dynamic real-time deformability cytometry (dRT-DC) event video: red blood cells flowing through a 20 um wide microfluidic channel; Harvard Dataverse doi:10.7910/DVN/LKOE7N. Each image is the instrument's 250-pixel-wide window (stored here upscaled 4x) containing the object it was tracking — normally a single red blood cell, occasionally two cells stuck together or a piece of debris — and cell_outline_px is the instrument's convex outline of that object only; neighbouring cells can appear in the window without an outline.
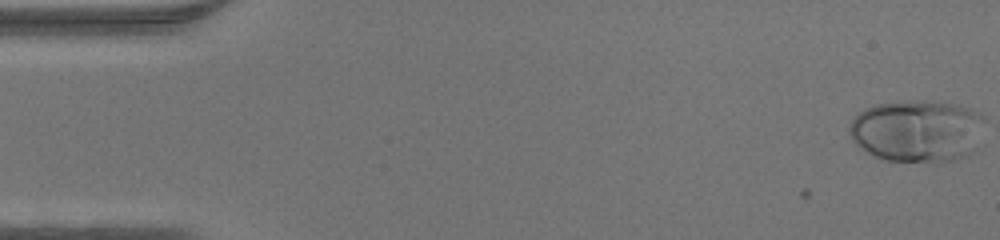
{"species": "human", "species_latin": "Homo sapiens", "temperature_condition": "warm", "stored_images_in_passage": 46, "camera_frame_rate_fps": 3000, "um_per_image_px": 0.085, "donor": {"sex": "male"}, "frame": {"image": 1, "passage_image": 1, "time_ms": 0.0, "image_size_px": [1000, 240], "cell_outline_px": [[984, 120], [972, 152], [968, 156], [952, 160], [888, 160], [872, 156], [860, 148], [852, 140], [852, 120], [860, 112], [876, 104], [908, 100], [912, 100], [960, 104], [984, 116]], "centroid_in_image_um": [77.96, 11.1], "position_along_channel_um": 7.0, "area_um2": 48.15}}
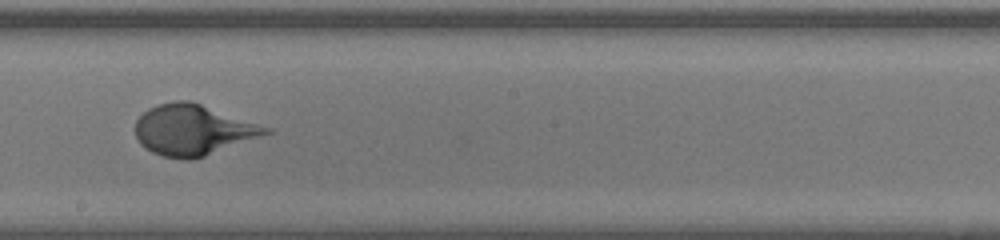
{"frame": {"image": 2, "passage_image": 26, "time_ms": 8.333, "image_size_px": [1000, 240], "cell_outline_px": [[272, 132], [204, 156], [192, 160], [184, 160], [164, 156], [152, 152], [140, 144], [136, 136], [136, 120], [148, 108], [156, 104], [172, 100], [188, 100], [272, 128]], "centroid_in_image_um": [16.37, 11.04], "position_along_channel_um": 231.8, "area_um2": 38.21}}
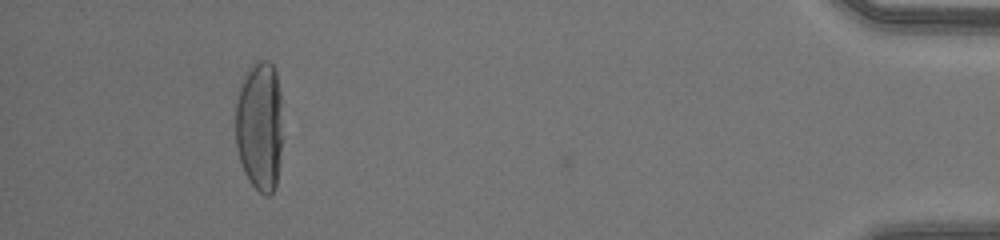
{"frame": {"image": 3, "passage_image": 43, "time_ms": 14.0, "image_size_px": [1000, 240], "cell_outline_px": [[280, 148], [276, 184], [272, 192], [268, 196], [264, 196], [248, 180], [244, 172], [240, 160], [236, 144], [236, 104], [240, 84], [252, 64], [260, 60], [268, 60], [272, 64], [276, 72], [280, 92]], "centroid_in_image_um": [22.05, 10.7], "position_along_channel_um": 413.2, "area_um2": 35.2}}